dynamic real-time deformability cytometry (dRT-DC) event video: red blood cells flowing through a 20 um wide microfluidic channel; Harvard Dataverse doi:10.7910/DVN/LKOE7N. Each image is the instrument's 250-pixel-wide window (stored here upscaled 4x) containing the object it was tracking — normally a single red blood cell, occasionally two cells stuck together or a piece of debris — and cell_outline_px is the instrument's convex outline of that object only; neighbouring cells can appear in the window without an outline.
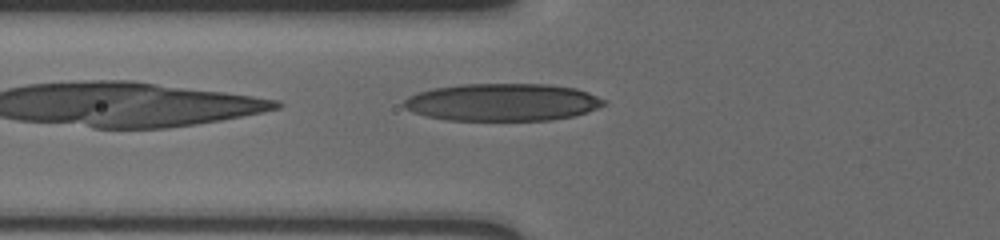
{"species": "human", "species_latin": "Homo sapiens", "temperature_condition": "cold", "stored_images_in_passage": 12, "camera_frame_rate_fps": 3000, "um_per_image_px": 0.085, "donor": {"sex": "male"}, "frame": {"image": 1, "passage_image": 12, "time_ms": 3.667, "image_size_px": [1000, 240], "cell_outline_px": [[608, 104], [572, 116], [552, 120], [448, 120], [428, 116], [412, 112], [404, 108], [400, 104], [408, 96], [416, 92], [432, 88], [460, 84], [552, 84], [576, 88], [588, 92], [604, 100]], "centroid_in_image_um": [42.66, 8.68], "position_along_channel_um": 83.1, "area_um2": 43.87}}